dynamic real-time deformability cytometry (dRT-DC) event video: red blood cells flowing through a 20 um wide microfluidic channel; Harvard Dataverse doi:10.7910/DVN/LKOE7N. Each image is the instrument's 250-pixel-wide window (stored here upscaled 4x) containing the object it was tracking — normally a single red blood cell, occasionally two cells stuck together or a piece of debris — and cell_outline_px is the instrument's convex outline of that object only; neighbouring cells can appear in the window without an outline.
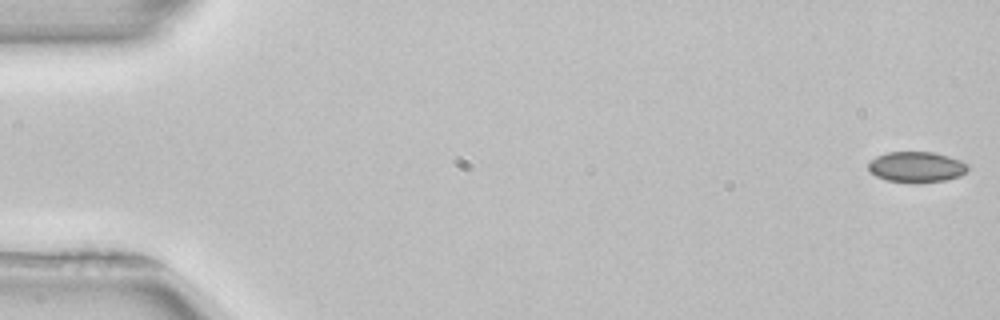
{"species": "common noctule bat (a hibernating species)", "species_latin": "Nyctalus noctula", "temperature_condition": "room temperature", "stored_images_in_passage": 16, "camera_frame_rate_fps": 3000, "um_per_image_px": 0.085, "animal": {"sex": "female", "body_mass_g": 22.7, "forearm_length_mm": 54.2}, "frame": {"image": 1, "passage_image": 1, "time_ms": 0.0, "image_size_px": [1000, 320], "cell_outline_px": [[968, 172], [960, 176], [944, 180], [916, 184], [912, 184], [888, 180], [876, 176], [868, 168], [868, 164], [876, 156], [888, 152], [932, 152], [948, 156], [960, 160], [968, 164]], "centroid_in_image_um": [77.93, 14.21], "position_along_channel_um": 7.1, "area_um2": 17.92}}
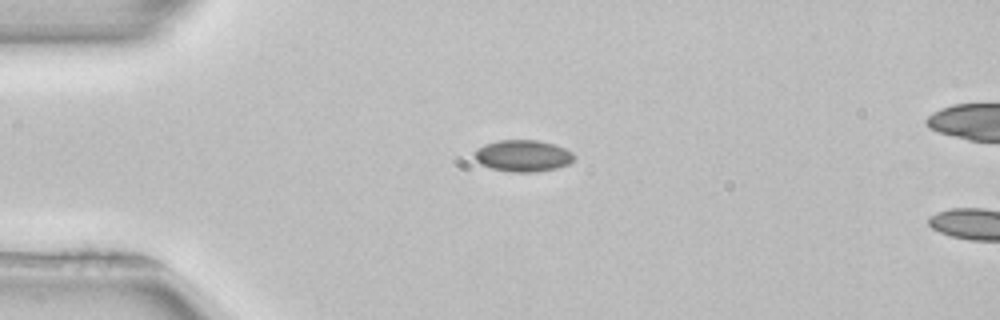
{"frame": {"image": 2, "passage_image": 13, "time_ms": 4.0, "image_size_px": [1000, 320], "cell_outline_px": [[576, 156], [568, 164], [556, 168], [536, 172], [512, 172], [492, 168], [480, 164], [476, 160], [476, 148], [484, 144], [496, 140], [540, 140], [564, 148], [572, 152]], "centroid_in_image_um": [44.45, 13.23], "position_along_channel_um": 40.6, "area_um2": 18.32}}